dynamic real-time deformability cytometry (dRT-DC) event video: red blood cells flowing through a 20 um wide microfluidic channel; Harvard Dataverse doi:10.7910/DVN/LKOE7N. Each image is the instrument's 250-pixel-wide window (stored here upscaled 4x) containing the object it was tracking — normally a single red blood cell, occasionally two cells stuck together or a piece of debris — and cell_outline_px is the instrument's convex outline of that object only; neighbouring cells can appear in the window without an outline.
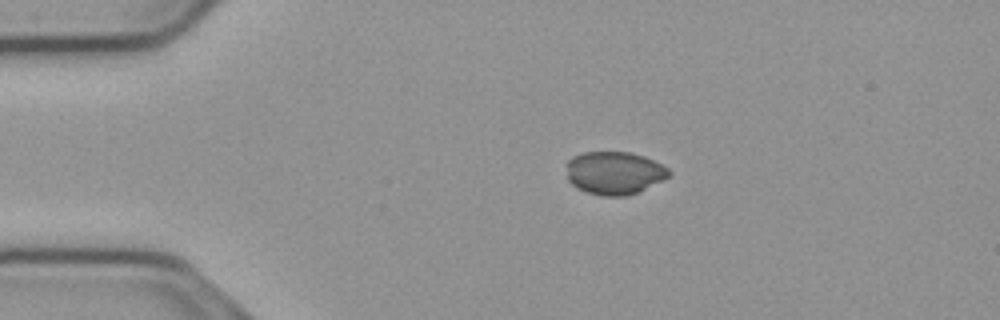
{"species": "common noctule bat (a hibernating species)", "species_latin": "Nyctalus noctula", "temperature_condition": "cold", "stored_images_in_passage": 45, "camera_frame_rate_fps": 3000, "um_per_image_px": 0.085, "animal": {"sex": "male", "body_mass_g": 23.1, "forearm_length_mm": 52.7}, "frame": {"image": 1, "passage_image": 1, "time_ms": 0.0, "image_size_px": [1000, 320], "cell_outline_px": [[672, 172], [664, 180], [636, 192], [624, 196], [604, 196], [588, 192], [572, 184], [568, 180], [568, 160], [572, 156], [584, 152], [628, 152], [644, 156], [668, 168]], "centroid_in_image_um": [52.23, 14.69], "position_along_channel_um": 32.8, "area_um2": 25.32}}
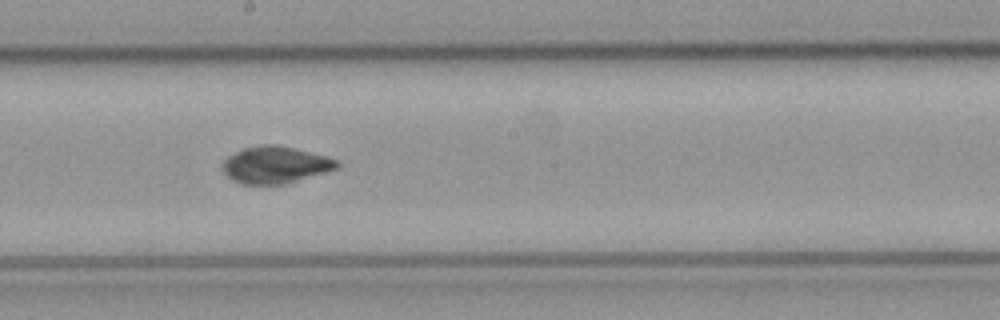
{"frame": {"image": 2, "passage_image": 20, "time_ms": 6.333, "image_size_px": [1000, 320], "cell_outline_px": [[340, 164], [336, 168], [288, 184], [240, 184], [232, 180], [224, 172], [220, 164], [228, 156], [244, 148], [260, 144], [276, 144], [296, 148], [328, 156], [336, 160]], "centroid_in_image_um": [23.38, 14.01], "position_along_channel_um": 224.8, "area_um2": 24.8}}
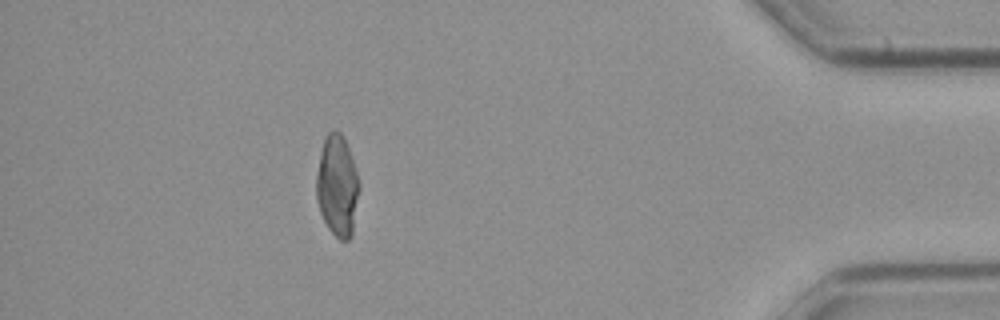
{"frame": {"image": 3, "passage_image": 39, "time_ms": 12.667, "image_size_px": [1000, 320], "cell_outline_px": [[360, 188], [352, 236], [348, 240], [340, 240], [328, 228], [320, 212], [316, 200], [316, 176], [320, 152], [324, 136], [332, 128], [336, 128], [344, 136], [356, 168], [360, 184]], "centroid_in_image_um": [28.67, 15.75], "position_along_channel_um": 406.5, "area_um2": 25.84}}